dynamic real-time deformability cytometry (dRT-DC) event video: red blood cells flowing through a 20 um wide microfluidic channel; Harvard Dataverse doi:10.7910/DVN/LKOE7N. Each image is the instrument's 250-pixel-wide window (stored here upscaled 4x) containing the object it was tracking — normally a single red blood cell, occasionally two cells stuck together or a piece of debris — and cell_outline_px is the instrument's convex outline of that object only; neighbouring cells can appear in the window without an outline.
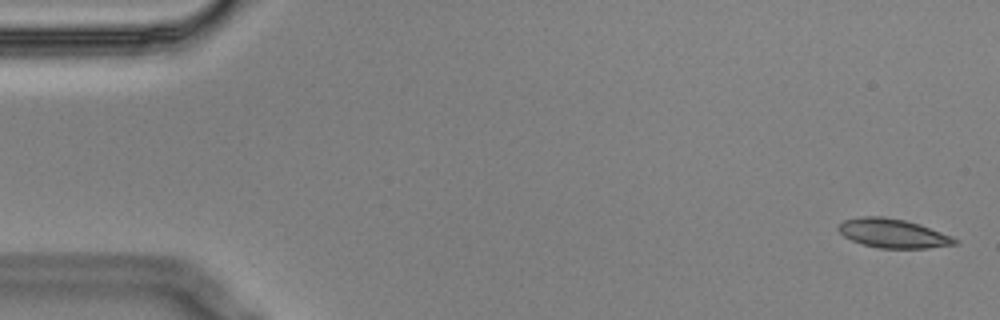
{"species": "Egyptian fruit bat (a non-hibernating species)", "species_latin": "Rousettus aegyptiacus", "temperature_condition": "cold", "stored_images_in_passage": 5, "camera_frame_rate_fps": 3000, "um_per_image_px": 0.085, "animal": {"sex": "male"}, "frame": {"image": 1, "passage_image": 1, "time_ms": 0.0, "image_size_px": [1000, 320], "cell_outline_px": [[960, 244], [928, 248], [880, 248], [864, 244], [852, 240], [844, 236], [836, 228], [844, 220], [860, 216], [880, 216], [904, 220], [920, 224], [952, 236], [960, 240]], "centroid_in_image_um": [75.95, 19.83], "position_along_channel_um": 9.1, "area_um2": 19.71}}
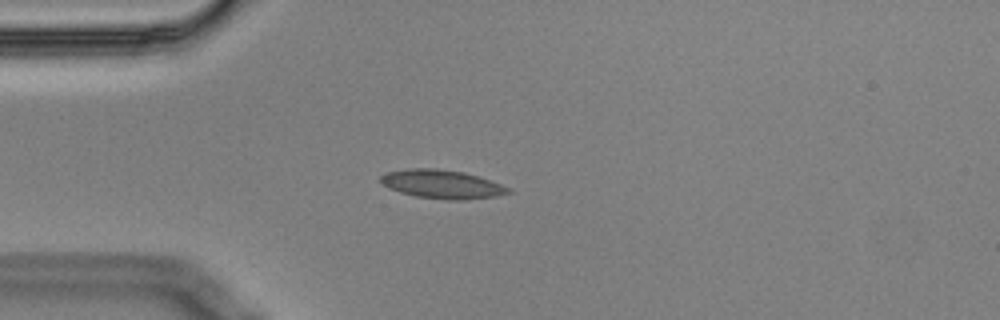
{"frame": {"image": 2, "passage_image": 5, "time_ms": 1.333, "image_size_px": [1000, 320], "cell_outline_px": [[512, 192], [496, 196], [464, 200], [448, 200], [416, 196], [400, 192], [388, 188], [380, 180], [380, 176], [388, 172], [408, 168], [436, 168], [464, 172], [480, 176], [500, 184], [508, 188]], "centroid_in_image_um": [37.57, 15.65], "position_along_channel_um": 47.4, "area_um2": 21.27}}